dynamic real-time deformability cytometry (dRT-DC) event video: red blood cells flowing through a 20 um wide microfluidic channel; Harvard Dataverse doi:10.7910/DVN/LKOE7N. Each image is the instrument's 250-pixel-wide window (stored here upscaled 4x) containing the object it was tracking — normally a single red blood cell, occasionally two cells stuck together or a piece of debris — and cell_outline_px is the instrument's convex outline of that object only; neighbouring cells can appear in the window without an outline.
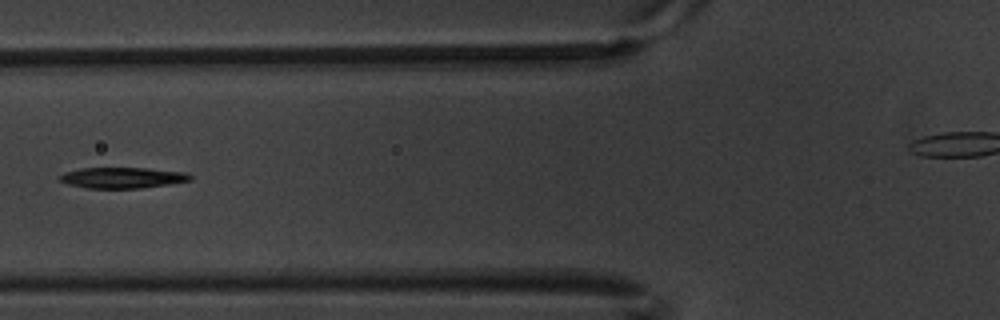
{"species": "common noctule bat (a hibernating species)", "species_latin": "Nyctalus noctula", "temperature_condition": "warm", "stored_images_in_passage": 6, "camera_frame_rate_fps": 3000, "um_per_image_px": 0.085, "animal": {"sex": "male", "body_mass_g": 20.1, "forearm_length_mm": 53.5}, "frame": {"image": 1, "passage_image": 6, "time_ms": 1.667, "image_size_px": [1000, 320], "cell_outline_px": [[192, 180], [168, 184], [140, 188], [88, 188], [68, 184], [60, 180], [60, 176], [64, 172], [80, 168], [148, 168], [188, 172], [192, 176]], "centroid_in_image_um": [10.45, 15.1], "position_along_channel_um": 115.4, "area_um2": 15.84}}